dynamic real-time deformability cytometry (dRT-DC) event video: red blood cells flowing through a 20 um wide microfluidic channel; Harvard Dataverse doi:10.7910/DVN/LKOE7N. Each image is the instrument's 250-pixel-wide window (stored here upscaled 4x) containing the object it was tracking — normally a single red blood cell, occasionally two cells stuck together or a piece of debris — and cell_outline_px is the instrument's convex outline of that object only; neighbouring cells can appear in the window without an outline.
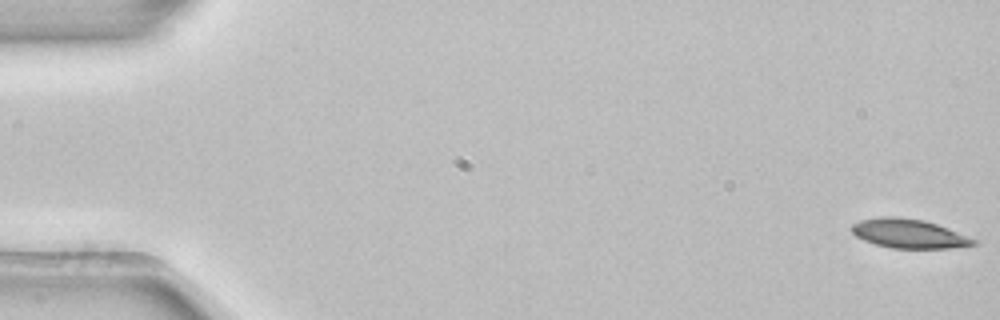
{"species": "common noctule bat (a hibernating species)", "species_latin": "Nyctalus noctula", "temperature_condition": "room temperature", "stored_images_in_passage": 5, "camera_frame_rate_fps": 3000, "um_per_image_px": 0.085, "animal": {"sex": "female", "body_mass_g": 22.7, "forearm_length_mm": 54.2}, "frame": {"image": 1, "passage_image": 1, "time_ms": 0.0, "image_size_px": [1000, 320], "cell_outline_px": [[980, 240], [976, 244], [948, 248], [892, 248], [876, 244], [864, 240], [856, 236], [852, 232], [852, 224], [860, 220], [880, 216], [900, 216], [924, 220], [948, 228]], "centroid_in_image_um": [77.27, 19.84], "position_along_channel_um": 7.7, "area_um2": 20.75}}
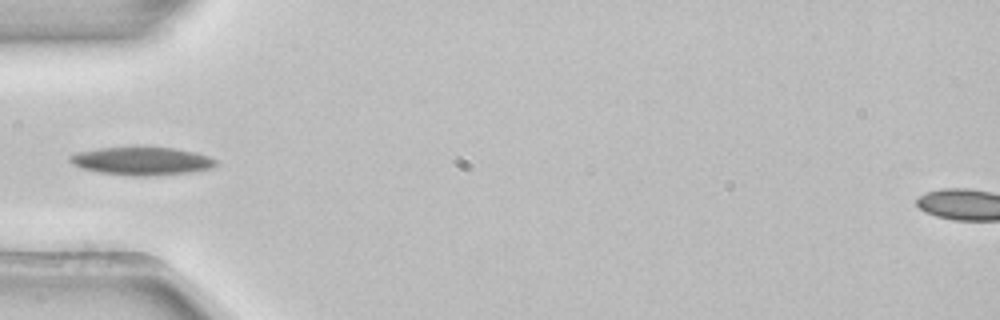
{"frame": {"image": 2, "passage_image": 5, "time_ms": 1.333, "image_size_px": [1000, 320], "cell_outline_px": [[220, 164], [212, 168], [192, 172], [148, 176], [132, 176], [100, 172], [80, 168], [72, 164], [68, 160], [68, 156], [76, 152], [100, 148], [176, 148], [196, 152], [220, 160]], "centroid_in_image_um": [12.1, 13.7], "position_along_channel_um": 72.9, "area_um2": 23.99}}